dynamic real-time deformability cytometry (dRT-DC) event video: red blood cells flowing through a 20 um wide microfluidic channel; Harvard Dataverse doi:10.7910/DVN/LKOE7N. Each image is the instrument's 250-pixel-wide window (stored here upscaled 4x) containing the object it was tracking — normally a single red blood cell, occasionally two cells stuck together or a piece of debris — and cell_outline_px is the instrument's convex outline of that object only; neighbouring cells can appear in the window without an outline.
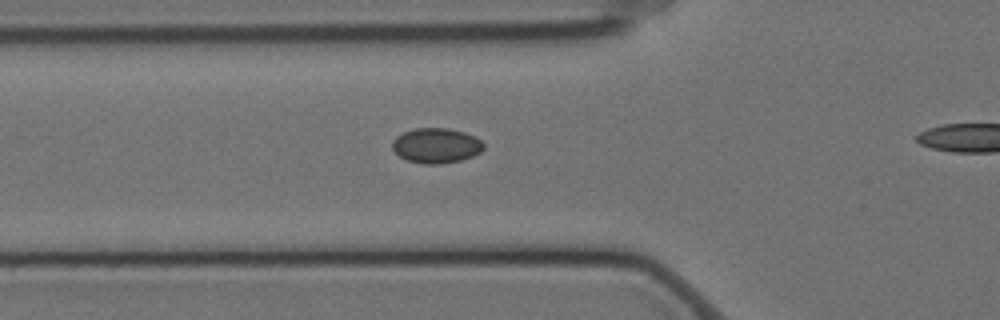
{"species": "Egyptian fruit bat (a non-hibernating species)", "species_latin": "Rousettus aegyptiacus", "temperature_condition": "cold", "stored_images_in_passage": 41, "camera_frame_rate_fps": 3000, "um_per_image_px": 0.085, "animal": {"sex": "female"}, "frame": {"image": 1, "passage_image": 14, "time_ms": 4.333, "image_size_px": [1000, 320], "cell_outline_px": [[484, 148], [480, 152], [472, 156], [460, 160], [440, 164], [424, 164], [408, 160], [400, 156], [392, 148], [392, 140], [396, 136], [404, 132], [416, 128], [448, 128], [464, 132], [476, 136], [484, 144]], "centroid_in_image_um": [37.08, 12.36], "position_along_channel_um": 88.7, "area_um2": 18.61}}
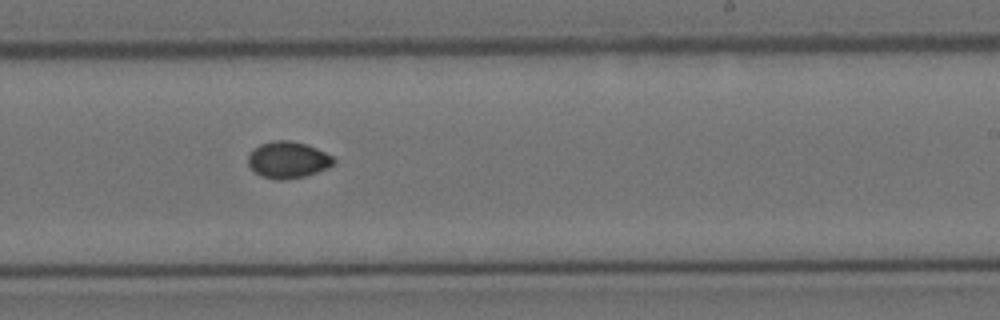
{"frame": {"image": 2, "passage_image": 29, "time_ms": 9.333, "image_size_px": [1000, 320], "cell_outline_px": [[336, 164], [328, 168], [304, 176], [288, 180], [276, 180], [260, 176], [248, 164], [248, 156], [252, 148], [260, 144], [272, 140], [288, 140], [304, 144], [316, 148], [332, 156], [336, 160]], "centroid_in_image_um": [24.47, 13.59], "position_along_channel_um": 264.5, "area_um2": 18.38}}
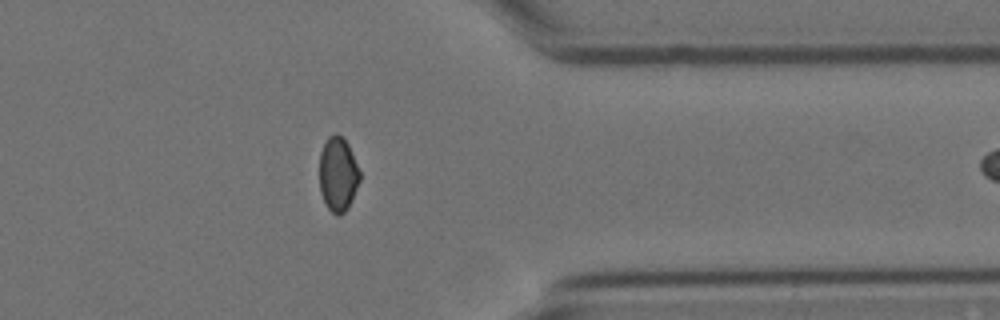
{"frame": {"image": 3, "passage_image": 40, "time_ms": 13.0, "image_size_px": [1000, 320], "cell_outline_px": [[360, 180], [348, 208], [340, 216], [336, 216], [328, 208], [320, 192], [320, 152], [328, 136], [336, 132], [348, 144], [360, 172]], "centroid_in_image_um": [28.72, 14.82], "position_along_channel_um": 382.7, "area_um2": 17.4}}